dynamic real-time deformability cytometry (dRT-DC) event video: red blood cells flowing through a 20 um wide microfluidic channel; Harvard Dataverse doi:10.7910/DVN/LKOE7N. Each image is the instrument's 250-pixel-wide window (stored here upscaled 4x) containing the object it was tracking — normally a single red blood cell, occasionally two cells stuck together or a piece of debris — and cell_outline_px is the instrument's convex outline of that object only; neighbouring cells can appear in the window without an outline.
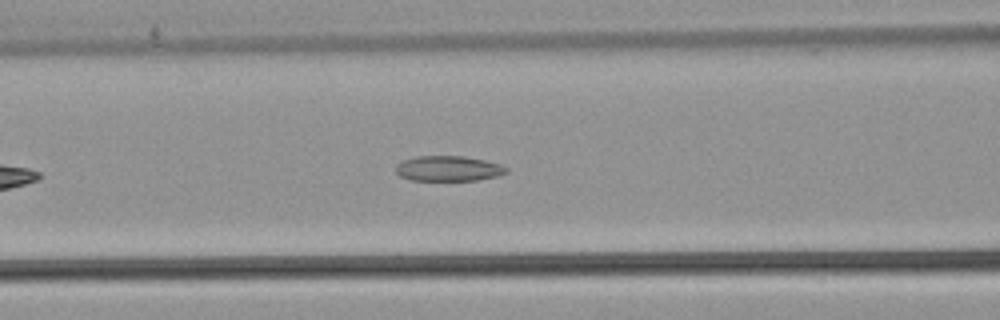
{"species": "common noctule bat (a hibernating species)", "species_latin": "Nyctalus noctula", "temperature_condition": "warm", "stored_images_in_passage": 41, "camera_frame_rate_fps": 3000, "um_per_image_px": 0.085, "animal": {"sex": "male", "body_mass_g": 21.5, "forearm_length_mm": 52.0}, "frame": {"image": 1, "passage_image": 11, "time_ms": 3.333, "image_size_px": [1000, 320], "cell_outline_px": [[508, 172], [500, 176], [476, 180], [408, 180], [400, 176], [396, 172], [396, 164], [404, 160], [416, 156], [464, 156], [484, 160], [500, 164], [508, 168]], "centroid_in_image_um": [38.12, 14.32], "position_along_channel_um": 128.5, "area_um2": 16.36}}
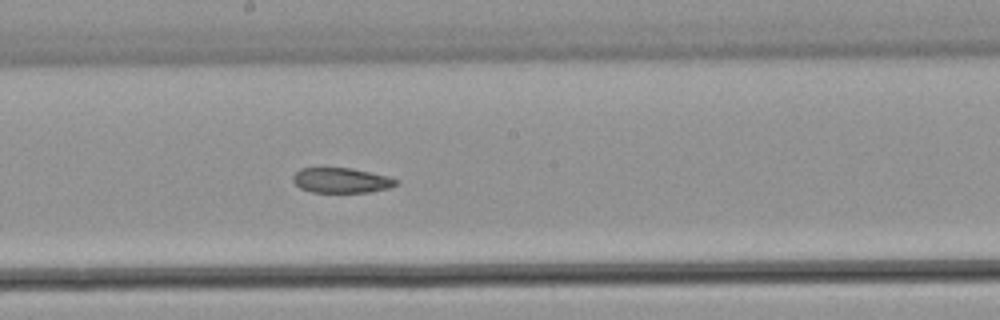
{"frame": {"image": 2, "passage_image": 18, "time_ms": 5.667, "image_size_px": [1000, 320], "cell_outline_px": [[400, 184], [388, 188], [368, 192], [312, 192], [300, 188], [292, 180], [292, 176], [300, 168], [352, 168], [388, 176], [396, 180]], "centroid_in_image_um": [29.0, 15.33], "position_along_channel_um": 219.2, "area_um2": 15.03}}
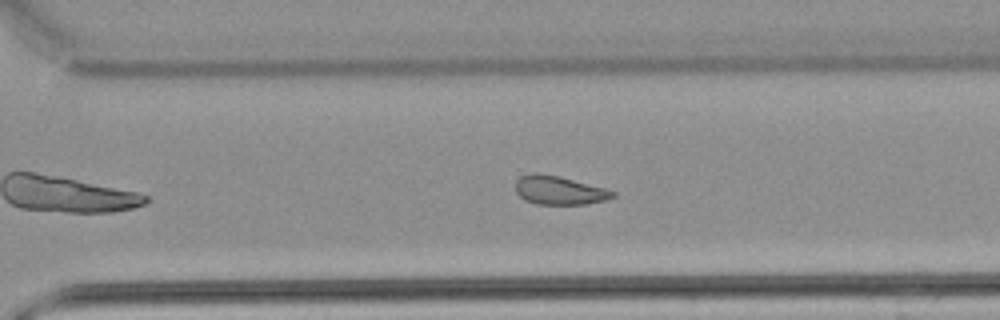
{"frame": {"image": 3, "passage_image": 26, "time_ms": 8.333, "image_size_px": [1000, 320], "cell_outline_px": [[616, 196], [604, 200], [584, 204], [536, 204], [524, 200], [516, 192], [516, 180], [520, 176], [532, 172], [540, 172], [560, 176], [604, 188], [616, 192]], "centroid_in_image_um": [47.49, 16.16], "position_along_channel_um": 323.1, "area_um2": 16.3}, "authors_computed_cell_mechanics": {"area_um2": 17.051, "velocity_mm_per_s": 3.9006, "shape_relaxation_time_tau1_ms": null, "shape_relaxation_time_tau2_ms": 10.0886, "deformation_change_tau1": null, "deformation_change_tau2": 0.189}}